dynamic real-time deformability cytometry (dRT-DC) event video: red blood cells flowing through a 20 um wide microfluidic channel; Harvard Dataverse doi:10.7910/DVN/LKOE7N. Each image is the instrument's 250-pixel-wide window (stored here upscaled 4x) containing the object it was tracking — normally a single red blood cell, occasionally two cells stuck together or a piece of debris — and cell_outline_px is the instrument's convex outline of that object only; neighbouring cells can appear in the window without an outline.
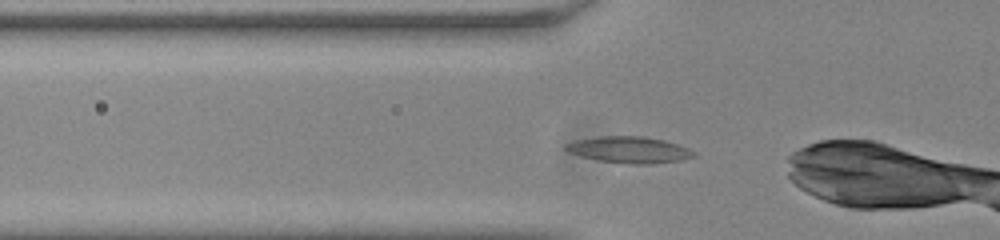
{"species": "common noctule bat (a hibernating species)", "species_latin": "Nyctalus noctula", "temperature_condition": "room temperature", "stored_images_in_passage": 33, "camera_frame_rate_fps": 3000, "um_per_image_px": 0.085, "animal": {"sex": "male", "body_mass_g": 20.0, "forearm_length_mm": 53.3}, "frame": {"image": 1, "passage_image": 3, "time_ms": 0.667, "image_size_px": [1000, 240], "cell_outline_px": [[696, 156], [680, 160], [652, 164], [628, 164], [600, 160], [580, 156], [568, 152], [564, 148], [564, 144], [576, 140], [600, 136], [644, 136], [664, 140], [688, 148], [696, 152]], "centroid_in_image_um": [53.48, 12.73], "position_along_channel_um": 72.3, "area_um2": 19.71}}
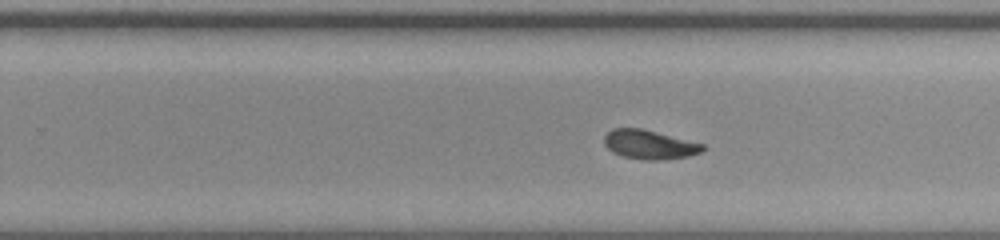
{"frame": {"image": 2, "passage_image": 19, "time_ms": 6.0, "image_size_px": [1000, 240], "cell_outline_px": [[704, 148], [700, 152], [688, 156], [664, 160], [640, 160], [624, 156], [612, 152], [604, 144], [604, 136], [612, 128], [640, 128], [704, 144]], "centroid_in_image_um": [55.17, 12.29], "position_along_channel_um": 274.6, "area_um2": 16.59}}
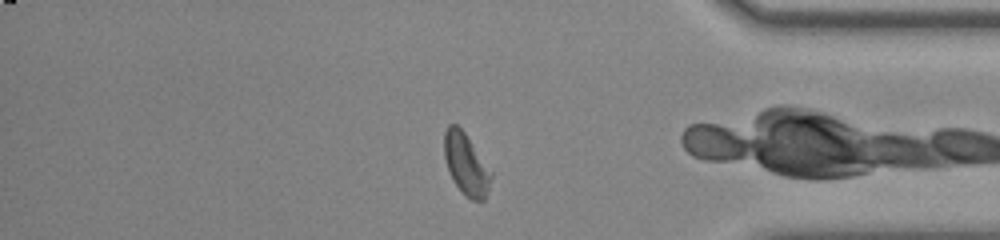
{"frame": {"image": 3, "passage_image": 30, "time_ms": 9.667, "image_size_px": [1000, 240], "cell_outline_px": [[492, 176], [484, 200], [472, 200], [464, 196], [452, 180], [444, 160], [444, 132], [448, 124], [456, 124], [464, 132], [492, 172]], "centroid_in_image_um": [39.58, 13.96], "position_along_channel_um": 395.6, "area_um2": 16.76}}